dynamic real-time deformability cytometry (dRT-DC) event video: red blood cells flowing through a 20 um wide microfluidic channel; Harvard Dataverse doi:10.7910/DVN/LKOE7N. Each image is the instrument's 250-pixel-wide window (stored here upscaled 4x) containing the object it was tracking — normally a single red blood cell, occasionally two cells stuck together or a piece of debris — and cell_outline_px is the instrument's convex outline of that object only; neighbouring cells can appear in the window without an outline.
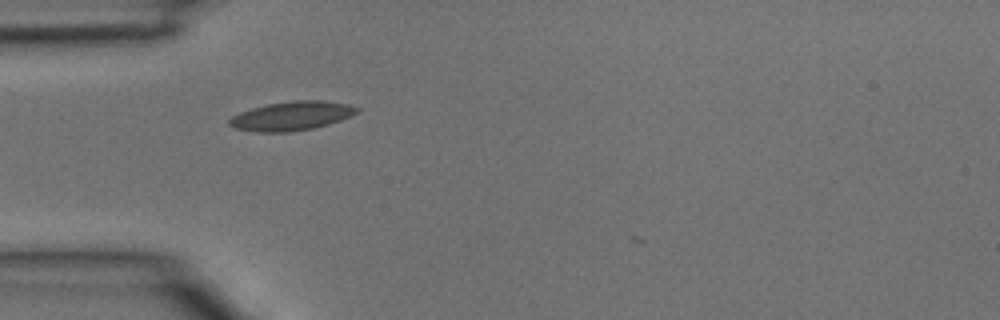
{"species": "common noctule bat (a hibernating species)", "species_latin": "Nyctalus noctula", "temperature_condition": "room temperature", "stored_images_in_passage": 25, "camera_frame_rate_fps": 3000, "um_per_image_px": 0.085, "animal": {"sex": "male", "body_mass_g": 15.6}, "frame": {"image": 1, "passage_image": 1, "time_ms": 0.0, "image_size_px": [1000, 320], "cell_outline_px": [[360, 112], [352, 116], [328, 124], [312, 128], [288, 132], [256, 132], [236, 128], [228, 124], [228, 120], [232, 116], [240, 112], [252, 108], [268, 104], [296, 100], [320, 100], [348, 104], [360, 108]], "centroid_in_image_um": [24.81, 9.85], "position_along_channel_um": 60.2, "area_um2": 21.5}}
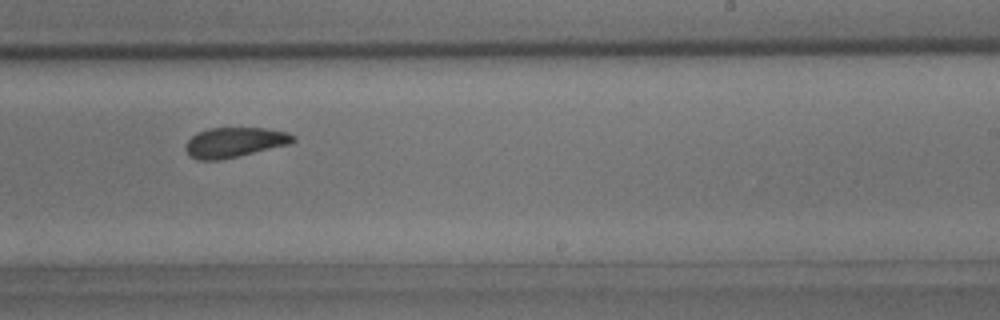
{"frame": {"image": 2, "passage_image": 14, "time_ms": 4.333, "image_size_px": [1000, 320], "cell_outline_px": [[296, 140], [288, 144], [220, 160], [200, 160], [192, 156], [184, 148], [188, 140], [192, 136], [208, 128], [264, 128], [288, 132], [296, 136]], "centroid_in_image_um": [19.95, 12.08], "position_along_channel_um": 269.0, "area_um2": 18.44}}